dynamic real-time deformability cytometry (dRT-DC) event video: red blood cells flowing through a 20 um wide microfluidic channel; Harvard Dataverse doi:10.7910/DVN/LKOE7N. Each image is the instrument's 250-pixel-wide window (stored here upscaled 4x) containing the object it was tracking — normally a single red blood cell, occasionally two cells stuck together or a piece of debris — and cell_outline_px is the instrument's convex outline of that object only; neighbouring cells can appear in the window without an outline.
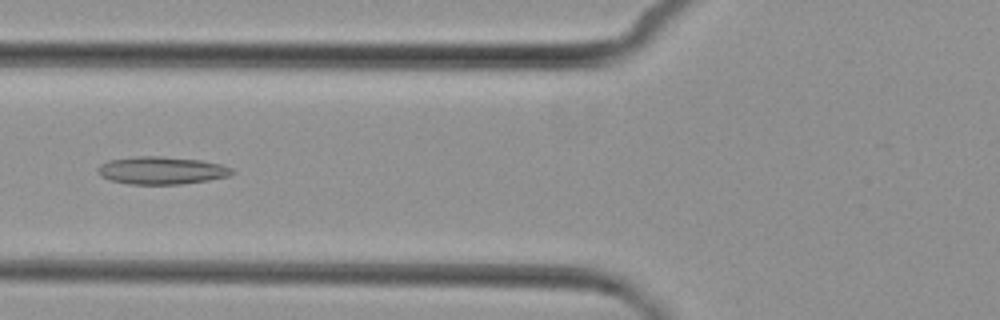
{"species": "common noctule bat (a hibernating species)", "species_latin": "Nyctalus noctula", "temperature_condition": "cold", "stored_images_in_passage": 7, "camera_frame_rate_fps": 3000, "um_per_image_px": 0.085, "animal": {"sex": "female", "body_mass_g": 29.2, "forearm_length_mm": 56.3}, "frame": {"image": 1, "passage_image": 7, "time_ms": 7.0, "image_size_px": [1000, 320], "cell_outline_px": [[236, 172], [228, 176], [208, 180], [180, 184], [128, 184], [108, 180], [100, 176], [96, 172], [96, 168], [100, 164], [108, 160], [140, 156], [160, 156], [200, 160], [220, 164], [232, 168]], "centroid_in_image_um": [13.68, 14.49], "position_along_channel_um": 112.1, "area_um2": 21.73}}